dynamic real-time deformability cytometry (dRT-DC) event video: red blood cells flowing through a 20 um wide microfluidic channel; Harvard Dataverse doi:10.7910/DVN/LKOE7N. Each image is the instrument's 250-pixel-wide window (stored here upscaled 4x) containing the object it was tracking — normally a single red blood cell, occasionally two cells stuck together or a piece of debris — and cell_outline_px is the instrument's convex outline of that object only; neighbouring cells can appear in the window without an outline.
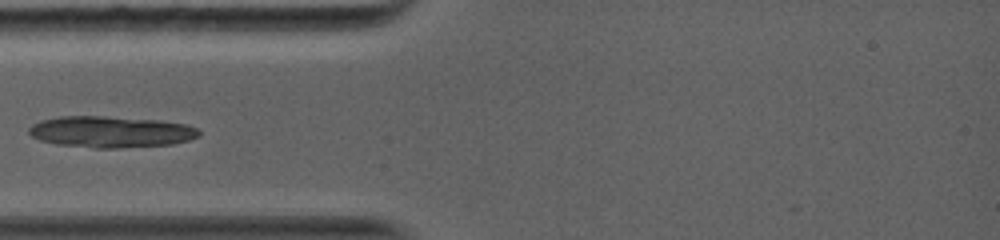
{"species": "common noctule bat (a hibernating species)", "species_latin": "Nyctalus noctula", "temperature_condition": "warm", "stored_images_in_passage": 24, "camera_frame_rate_fps": 5000, "um_per_image_px": 0.085, "animal": {"sex": "female", "body_mass_g": 19.0, "forearm_length_mm": 56.7}, "frame": {"image": 1, "passage_image": 1, "time_ms": 0.0, "image_size_px": [1000, 240], "cell_outline_px": [[200, 136], [188, 140], [172, 144], [120, 148], [96, 148], [56, 144], [40, 140], [32, 136], [28, 132], [28, 128], [32, 124], [40, 120], [60, 116], [104, 116], [160, 120], [184, 124], [196, 128], [200, 132]], "centroid_in_image_um": [9.39, 11.2], "position_along_channel_um": 75.6, "area_um2": 31.15}}
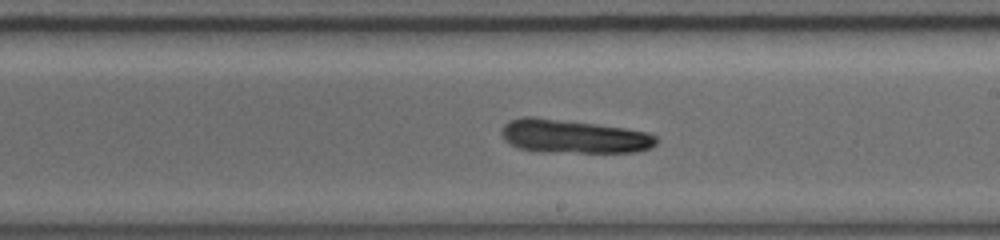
{"frame": {"image": 2, "passage_image": 11, "time_ms": 4.0, "image_size_px": [1000, 240], "cell_outline_px": [[660, 140], [652, 148], [636, 152], [536, 152], [516, 148], [504, 140], [500, 132], [500, 128], [508, 120], [520, 116], [536, 116], [596, 124], [624, 128], [648, 132], [656, 136]], "centroid_in_image_um": [48.7, 11.59], "position_along_channel_um": 240.3, "area_um2": 30.98}}
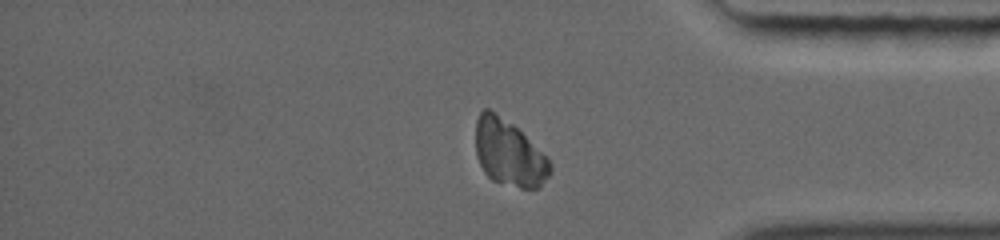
{"frame": {"image": 3, "passage_image": 21, "time_ms": 8.0, "image_size_px": [1000, 240], "cell_outline_px": [[552, 172], [536, 188], [520, 188], [492, 180], [484, 172], [476, 156], [476, 120], [480, 112], [484, 108], [488, 108], [512, 124], [548, 156], [552, 164]], "centroid_in_image_um": [43.27, 13.01], "position_along_channel_um": 391.9, "area_um2": 28.61}}